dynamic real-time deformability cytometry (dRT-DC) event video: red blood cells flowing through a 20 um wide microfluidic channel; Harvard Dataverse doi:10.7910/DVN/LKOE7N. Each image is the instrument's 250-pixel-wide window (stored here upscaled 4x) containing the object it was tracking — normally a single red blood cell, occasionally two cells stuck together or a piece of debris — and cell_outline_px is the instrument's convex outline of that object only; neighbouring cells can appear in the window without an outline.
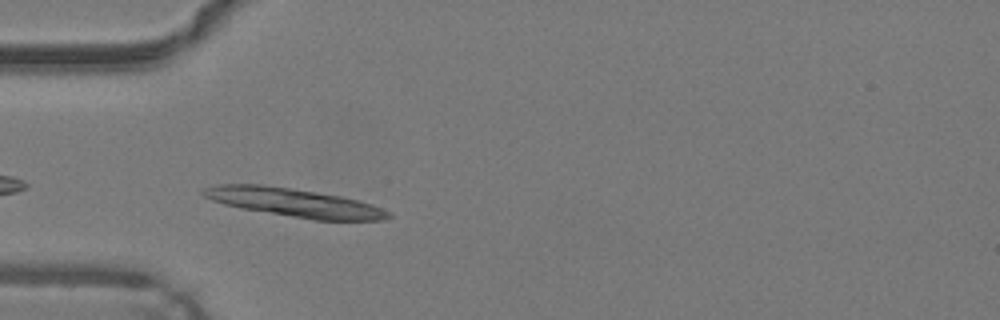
{"species": "common noctule bat (a hibernating species)", "species_latin": "Nyctalus noctula", "temperature_condition": "warm", "stored_images_in_passage": 35, "camera_frame_rate_fps": 3000, "um_per_image_px": 0.085, "animal": {"sex": "male", "body_mass_g": 19.2, "forearm_length_mm": 51.8}, "frame": {"image": 1, "passage_image": 2, "time_ms": 0.333, "image_size_px": [1000, 320], "cell_outline_px": [[392, 216], [384, 220], [312, 220], [240, 208], [224, 204], [212, 200], [204, 196], [200, 192], [204, 188], [220, 184], [260, 184], [288, 188], [340, 196], [372, 204], [392, 212]], "centroid_in_image_um": [25.01, 17.23], "position_along_channel_um": 60.0, "area_um2": 30.52}}